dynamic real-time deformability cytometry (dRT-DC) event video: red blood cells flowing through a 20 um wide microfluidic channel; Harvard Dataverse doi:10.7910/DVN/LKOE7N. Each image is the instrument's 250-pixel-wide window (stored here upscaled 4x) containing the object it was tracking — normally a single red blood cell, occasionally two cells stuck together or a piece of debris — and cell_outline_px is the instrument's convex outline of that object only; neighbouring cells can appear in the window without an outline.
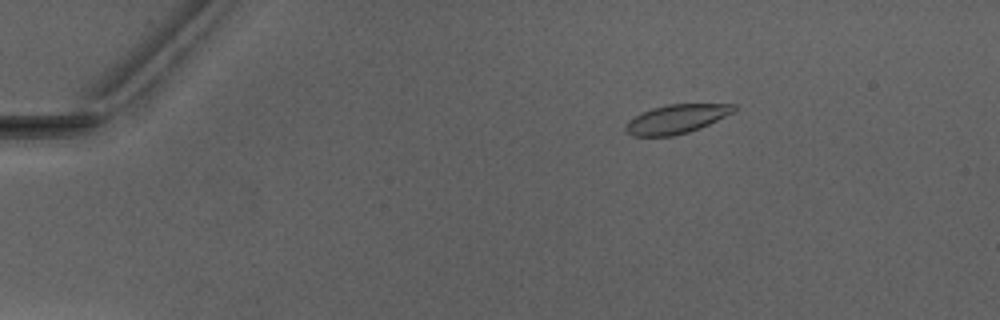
{"species": "Egyptian fruit bat (a non-hibernating species)", "species_latin": "Rousettus aegyptiacus", "temperature_condition": "warm", "stored_images_in_passage": 53, "camera_frame_rate_fps": 3000, "um_per_image_px": 0.085, "animal": {"sex": "male"}, "frame": {"image": 1, "passage_image": 10, "time_ms": 3.0, "image_size_px": [1000, 320], "cell_outline_px": [[736, 112], [700, 128], [688, 132], [672, 136], [632, 136], [624, 128], [628, 120], [652, 108], [668, 104], [736, 104]], "centroid_in_image_um": [57.54, 10.11], "position_along_channel_um": 27.5, "area_um2": 18.21}}
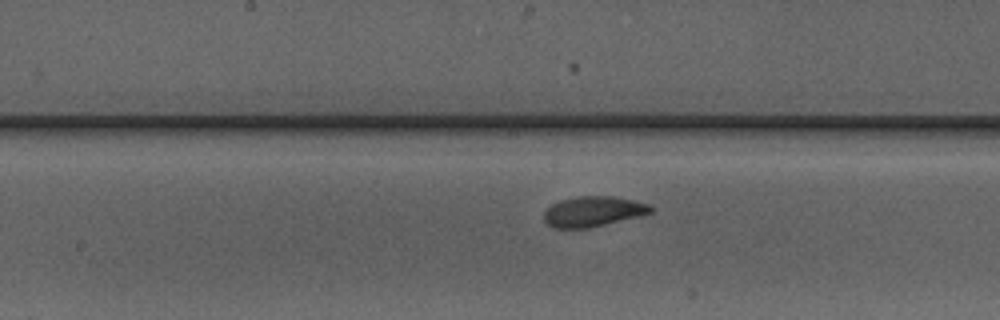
{"frame": {"image": 2, "passage_image": 29, "time_ms": 9.333, "image_size_px": [1000, 320], "cell_outline_px": [[656, 208], [652, 212], [588, 228], [552, 228], [544, 220], [544, 212], [552, 204], [560, 200], [576, 196], [612, 196], [632, 200], [648, 204]], "centroid_in_image_um": [50.38, 17.97], "position_along_channel_um": 197.8, "area_um2": 18.61}}
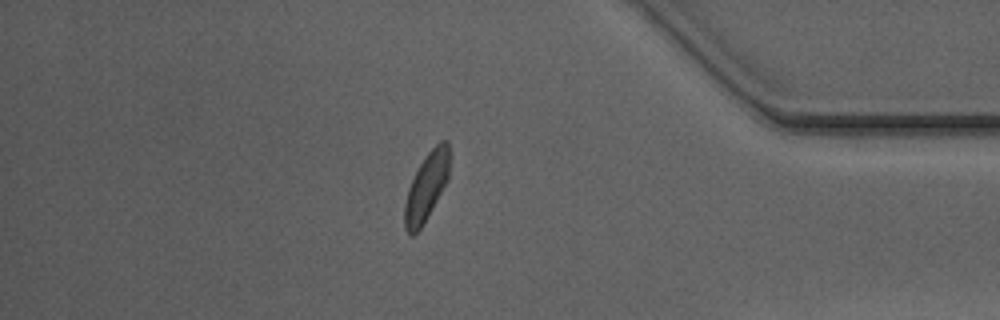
{"frame": {"image": 3, "passage_image": 46, "time_ms": 15.0, "image_size_px": [1000, 320], "cell_outline_px": [[448, 180], [432, 208], [420, 228], [412, 236], [404, 228], [404, 204], [408, 188], [420, 164], [428, 152], [440, 140], [448, 140]], "centroid_in_image_um": [36.23, 15.88], "position_along_channel_um": 399.0, "area_um2": 17.34}, "authors_computed_cell_mechanics": {"area_um2": 18.4382, "velocity_mm_per_s": 4.0546, "shape_relaxation_time_tau1_ms": 2.3202, "shape_relaxation_time_tau2_ms": 0.5383, "deformation_change_tau1": 0.0943, "deformation_change_tau2": 0.0473}}